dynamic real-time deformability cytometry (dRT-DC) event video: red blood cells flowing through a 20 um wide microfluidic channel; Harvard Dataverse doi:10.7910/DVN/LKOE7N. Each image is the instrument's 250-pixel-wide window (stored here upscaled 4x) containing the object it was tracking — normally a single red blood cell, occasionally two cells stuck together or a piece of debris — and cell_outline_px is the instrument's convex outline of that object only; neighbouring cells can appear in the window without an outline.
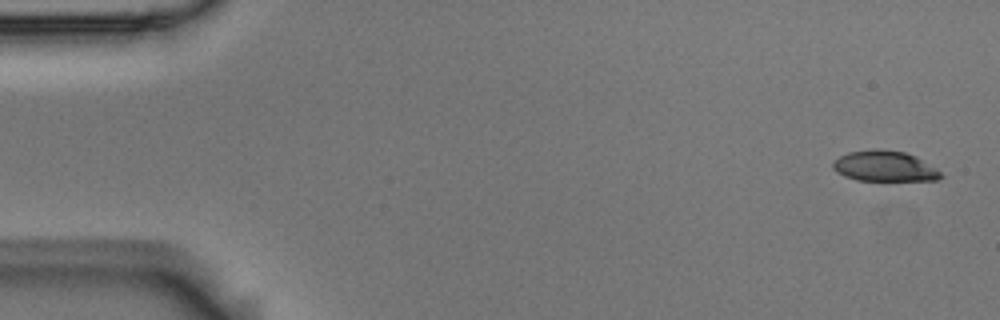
{"species": "Egyptian fruit bat (a non-hibernating species)", "species_latin": "Rousettus aegyptiacus", "temperature_condition": "room temperature", "stored_images_in_passage": 5, "camera_frame_rate_fps": 3000, "um_per_image_px": 0.085, "animal": {"sex": "male"}, "frame": {"image": 1, "passage_image": 1, "time_ms": 0.0, "image_size_px": [1000, 320], "cell_outline_px": [[944, 176], [936, 180], [856, 180], [844, 176], [836, 172], [832, 168], [832, 160], [848, 152], [872, 148], [876, 148], [904, 152], [916, 156], [936, 168]], "centroid_in_image_um": [75.14, 14.11], "position_along_channel_um": 9.9, "area_um2": 19.36}}
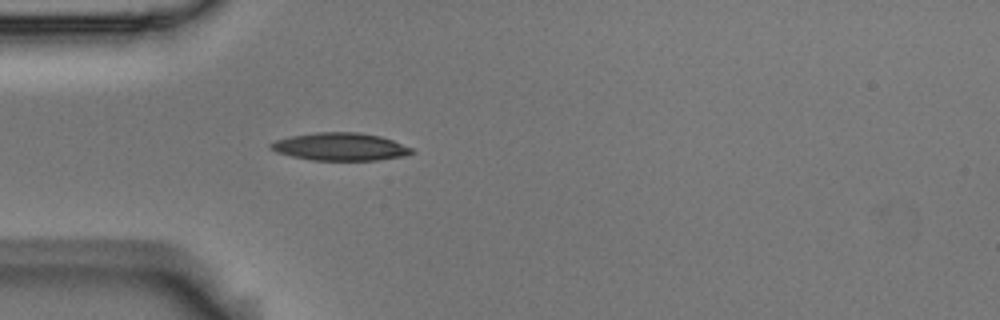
{"frame": {"image": 2, "passage_image": 5, "time_ms": 1.333, "image_size_px": [1000, 320], "cell_outline_px": [[416, 152], [404, 156], [376, 160], [312, 160], [292, 156], [276, 152], [268, 148], [268, 144], [276, 140], [292, 136], [316, 132], [360, 132], [380, 136], [392, 140], [412, 148]], "centroid_in_image_um": [28.91, 12.47], "position_along_channel_um": 56.1, "area_um2": 22.77}}